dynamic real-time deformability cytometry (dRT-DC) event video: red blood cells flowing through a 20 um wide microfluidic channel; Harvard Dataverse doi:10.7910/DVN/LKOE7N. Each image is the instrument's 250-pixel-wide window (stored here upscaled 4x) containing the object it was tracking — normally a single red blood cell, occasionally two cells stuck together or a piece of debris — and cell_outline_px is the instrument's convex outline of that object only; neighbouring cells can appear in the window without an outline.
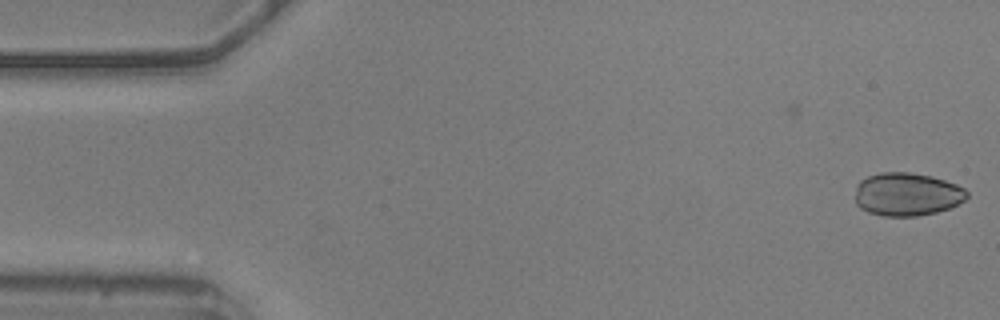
{"species": "common noctule bat (a hibernating species)", "species_latin": "Nyctalus noctula", "temperature_condition": "warm", "stored_images_in_passage": 3, "camera_frame_rate_fps": 3000, "um_per_image_px": 0.085, "animal": {"sex": "male", "body_mass_g": 20.5, "forearm_length_mm": 52.5}, "frame": {"image": 1, "passage_image": 3, "time_ms": 0.667, "image_size_px": [1000, 320], "cell_outline_px": [[968, 196], [964, 200], [948, 208], [936, 212], [916, 216], [884, 216], [868, 212], [860, 208], [856, 204], [856, 184], [860, 180], [868, 176], [880, 172], [908, 172], [932, 176], [956, 184], [964, 188], [968, 192]], "centroid_in_image_um": [77.07, 16.5], "position_along_channel_um": 7.9, "area_um2": 28.15}}